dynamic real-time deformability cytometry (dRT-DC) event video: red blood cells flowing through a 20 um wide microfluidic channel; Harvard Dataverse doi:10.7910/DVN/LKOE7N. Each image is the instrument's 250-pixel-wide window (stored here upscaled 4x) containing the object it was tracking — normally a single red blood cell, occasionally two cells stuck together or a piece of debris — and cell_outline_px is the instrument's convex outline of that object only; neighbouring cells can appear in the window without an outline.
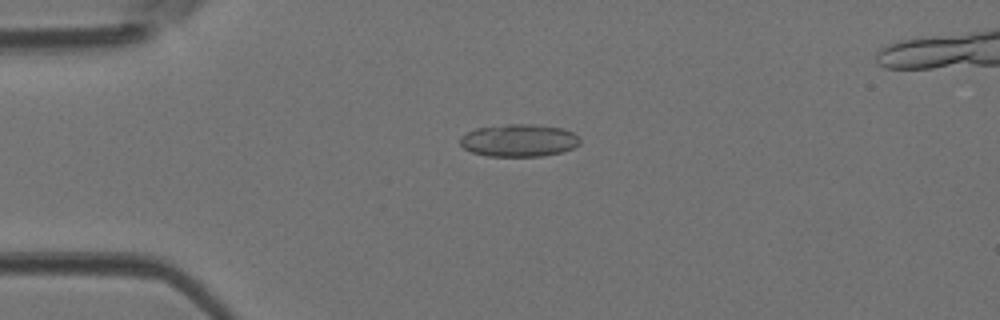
{"species": "Egyptian fruit bat (a non-hibernating species)", "species_latin": "Rousettus aegyptiacus", "temperature_condition": "room temperature", "stored_images_in_passage": 46, "camera_frame_rate_fps": 3000, "um_per_image_px": 0.085, "animal": {"sex": "female"}, "frame": {"image": 1, "passage_image": 11, "time_ms": 3.333, "image_size_px": [1000, 320], "cell_outline_px": [[580, 144], [572, 148], [560, 152], [540, 156], [488, 156], [472, 152], [464, 148], [460, 144], [460, 136], [476, 128], [508, 124], [536, 124], [564, 128], [572, 132], [580, 140]], "centroid_in_image_um": [44.1, 11.92], "position_along_channel_um": 40.9, "area_um2": 22.66}}
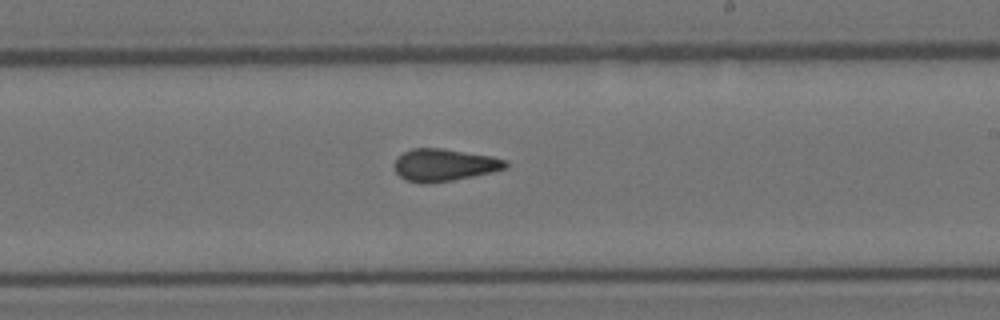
{"frame": {"image": 2, "passage_image": 27, "time_ms": 8.667, "image_size_px": [1000, 320], "cell_outline_px": [[508, 168], [492, 172], [452, 180], [424, 184], [420, 184], [408, 180], [400, 176], [396, 172], [396, 156], [412, 148], [444, 148], [492, 156], [508, 160]], "centroid_in_image_um": [37.79, 14.01], "position_along_channel_um": 251.2, "area_um2": 20.98}}
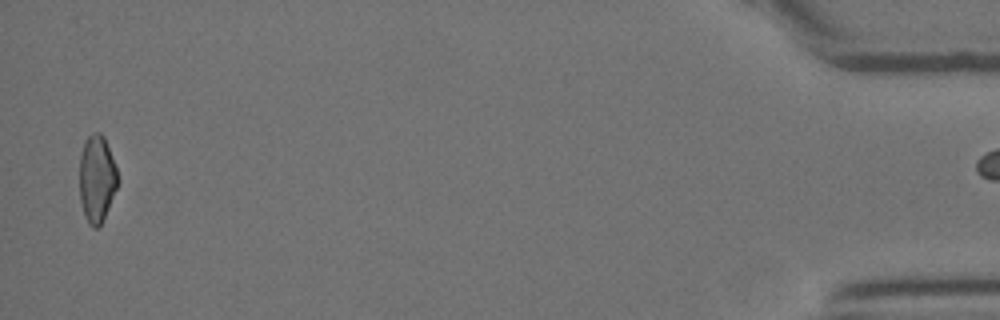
{"frame": {"image": 3, "passage_image": 45, "time_ms": 14.667, "image_size_px": [1000, 320], "cell_outline_px": [[120, 180], [104, 216], [100, 224], [96, 228], [92, 228], [88, 224], [84, 216], [80, 200], [80, 152], [84, 140], [92, 132], [100, 132], [104, 136], [116, 168]], "centroid_in_image_um": [8.22, 15.16], "position_along_channel_um": 427.0, "area_um2": 19.48}}